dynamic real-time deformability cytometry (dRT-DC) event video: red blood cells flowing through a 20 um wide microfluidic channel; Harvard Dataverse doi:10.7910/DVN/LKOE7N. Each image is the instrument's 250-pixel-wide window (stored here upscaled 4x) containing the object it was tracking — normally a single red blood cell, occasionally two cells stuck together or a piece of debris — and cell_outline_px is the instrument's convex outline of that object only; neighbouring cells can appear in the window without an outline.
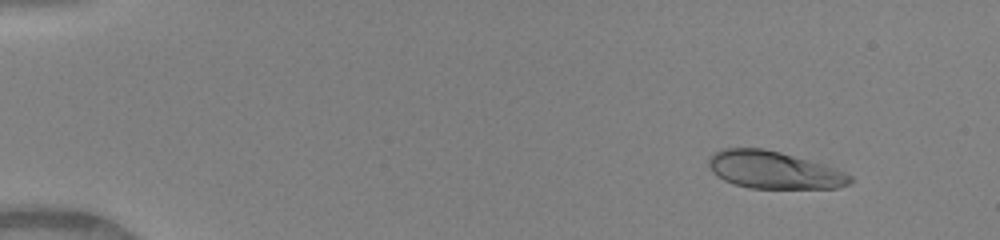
{"species": "human", "species_latin": "Homo sapiens", "temperature_condition": "warm", "stored_images_in_passage": 12, "camera_frame_rate_fps": 3000, "um_per_image_px": 0.085, "donor": {"sex": "female"}, "frame": {"image": 1, "passage_image": 3, "time_ms": 0.667, "image_size_px": [1000, 240], "cell_outline_px": [[852, 184], [836, 188], [748, 188], [724, 180], [716, 176], [712, 172], [708, 164], [708, 160], [716, 152], [724, 148], [764, 148], [780, 152], [824, 164], [836, 168], [852, 176]], "centroid_in_image_um": [65.8, 14.45], "position_along_channel_um": 19.2, "area_um2": 30.81}}
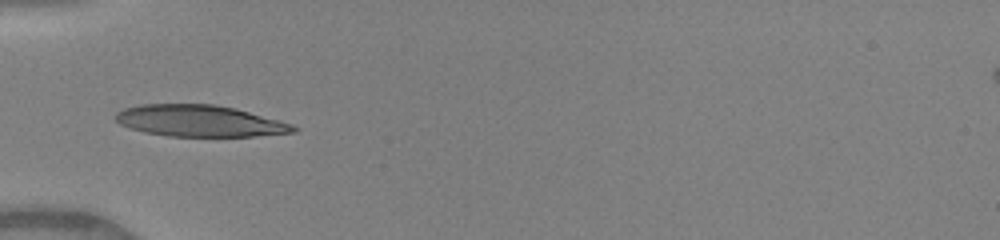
{"frame": {"image": 2, "passage_image": 8, "time_ms": 2.333, "image_size_px": [1000, 240], "cell_outline_px": [[300, 128], [296, 132], [256, 136], [168, 136], [144, 132], [120, 124], [116, 120], [116, 112], [124, 108], [140, 104], [212, 104], [232, 108], [248, 112], [292, 124]], "centroid_in_image_um": [16.96, 10.28], "position_along_channel_um": 68.0, "area_um2": 32.37}}
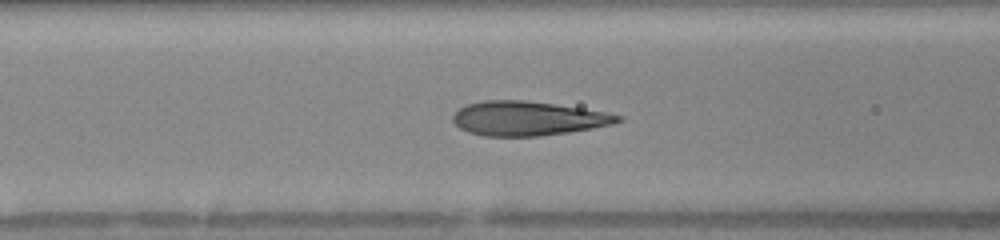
{"frame": {"image": 3, "passage_image": 11, "time_ms": 3.333, "image_size_px": [1000, 240], "cell_outline_px": [[624, 120], [612, 124], [592, 128], [568, 132], [540, 136], [484, 136], [468, 132], [460, 128], [452, 120], [452, 116], [460, 108], [468, 104], [484, 100], [524, 100], [580, 108], [604, 112], [624, 116]], "centroid_in_image_um": [44.86, 10.07], "position_along_channel_um": 121.7, "area_um2": 32.71}}